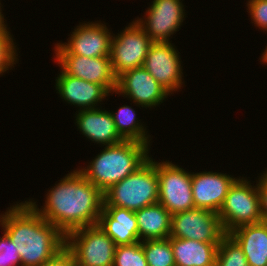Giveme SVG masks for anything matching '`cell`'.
Wrapping results in <instances>:
<instances>
[{
    "instance_id": "ac0fdd59",
    "label": "cell",
    "mask_w": 267,
    "mask_h": 266,
    "mask_svg": "<svg viewBox=\"0 0 267 266\" xmlns=\"http://www.w3.org/2000/svg\"><path fill=\"white\" fill-rule=\"evenodd\" d=\"M97 225L111 237L116 246L139 241L135 212L115 206H103Z\"/></svg>"
},
{
    "instance_id": "603a6c76",
    "label": "cell",
    "mask_w": 267,
    "mask_h": 266,
    "mask_svg": "<svg viewBox=\"0 0 267 266\" xmlns=\"http://www.w3.org/2000/svg\"><path fill=\"white\" fill-rule=\"evenodd\" d=\"M148 266H175L171 237L142 241Z\"/></svg>"
},
{
    "instance_id": "484cf974",
    "label": "cell",
    "mask_w": 267,
    "mask_h": 266,
    "mask_svg": "<svg viewBox=\"0 0 267 266\" xmlns=\"http://www.w3.org/2000/svg\"><path fill=\"white\" fill-rule=\"evenodd\" d=\"M13 36L9 28L0 33V76L13 70L14 65L19 63L17 52L19 48Z\"/></svg>"
},
{
    "instance_id": "52a82bcc",
    "label": "cell",
    "mask_w": 267,
    "mask_h": 266,
    "mask_svg": "<svg viewBox=\"0 0 267 266\" xmlns=\"http://www.w3.org/2000/svg\"><path fill=\"white\" fill-rule=\"evenodd\" d=\"M156 170L159 179L158 203L171 215L194 209L191 171L169 160L156 161Z\"/></svg>"
},
{
    "instance_id": "4dcf8cb0",
    "label": "cell",
    "mask_w": 267,
    "mask_h": 266,
    "mask_svg": "<svg viewBox=\"0 0 267 266\" xmlns=\"http://www.w3.org/2000/svg\"><path fill=\"white\" fill-rule=\"evenodd\" d=\"M3 5L1 3V0H0V33L1 32H4L9 25H7V20L6 18L4 17V13H3Z\"/></svg>"
},
{
    "instance_id": "f546056e",
    "label": "cell",
    "mask_w": 267,
    "mask_h": 266,
    "mask_svg": "<svg viewBox=\"0 0 267 266\" xmlns=\"http://www.w3.org/2000/svg\"><path fill=\"white\" fill-rule=\"evenodd\" d=\"M257 179V188L260 195L261 218L267 222V168Z\"/></svg>"
},
{
    "instance_id": "d4e9b609",
    "label": "cell",
    "mask_w": 267,
    "mask_h": 266,
    "mask_svg": "<svg viewBox=\"0 0 267 266\" xmlns=\"http://www.w3.org/2000/svg\"><path fill=\"white\" fill-rule=\"evenodd\" d=\"M113 266H148L142 241L116 246Z\"/></svg>"
},
{
    "instance_id": "d6986e66",
    "label": "cell",
    "mask_w": 267,
    "mask_h": 266,
    "mask_svg": "<svg viewBox=\"0 0 267 266\" xmlns=\"http://www.w3.org/2000/svg\"><path fill=\"white\" fill-rule=\"evenodd\" d=\"M228 234L242 248L249 266H267V222L242 225Z\"/></svg>"
},
{
    "instance_id": "ffe728a7",
    "label": "cell",
    "mask_w": 267,
    "mask_h": 266,
    "mask_svg": "<svg viewBox=\"0 0 267 266\" xmlns=\"http://www.w3.org/2000/svg\"><path fill=\"white\" fill-rule=\"evenodd\" d=\"M219 244L171 237L175 266H215Z\"/></svg>"
},
{
    "instance_id": "ba28073f",
    "label": "cell",
    "mask_w": 267,
    "mask_h": 266,
    "mask_svg": "<svg viewBox=\"0 0 267 266\" xmlns=\"http://www.w3.org/2000/svg\"><path fill=\"white\" fill-rule=\"evenodd\" d=\"M152 43L150 37L135 20L116 35L113 33L110 61L115 76L118 77L128 70L142 67Z\"/></svg>"
},
{
    "instance_id": "cb8c5ba5",
    "label": "cell",
    "mask_w": 267,
    "mask_h": 266,
    "mask_svg": "<svg viewBox=\"0 0 267 266\" xmlns=\"http://www.w3.org/2000/svg\"><path fill=\"white\" fill-rule=\"evenodd\" d=\"M215 266H249L242 248L229 234L218 245Z\"/></svg>"
},
{
    "instance_id": "7a4b0ae2",
    "label": "cell",
    "mask_w": 267,
    "mask_h": 266,
    "mask_svg": "<svg viewBox=\"0 0 267 266\" xmlns=\"http://www.w3.org/2000/svg\"><path fill=\"white\" fill-rule=\"evenodd\" d=\"M5 234L13 241L21 266H41L65 246V235L26 200L3 211Z\"/></svg>"
},
{
    "instance_id": "8992f818",
    "label": "cell",
    "mask_w": 267,
    "mask_h": 266,
    "mask_svg": "<svg viewBox=\"0 0 267 266\" xmlns=\"http://www.w3.org/2000/svg\"><path fill=\"white\" fill-rule=\"evenodd\" d=\"M65 246L76 266H113L115 242L98 225L70 232L65 236Z\"/></svg>"
},
{
    "instance_id": "5b68a950",
    "label": "cell",
    "mask_w": 267,
    "mask_h": 266,
    "mask_svg": "<svg viewBox=\"0 0 267 266\" xmlns=\"http://www.w3.org/2000/svg\"><path fill=\"white\" fill-rule=\"evenodd\" d=\"M251 181L244 176L238 177L217 213L226 234L239 226L263 221L257 180L252 181L253 185Z\"/></svg>"
},
{
    "instance_id": "30bf717a",
    "label": "cell",
    "mask_w": 267,
    "mask_h": 266,
    "mask_svg": "<svg viewBox=\"0 0 267 266\" xmlns=\"http://www.w3.org/2000/svg\"><path fill=\"white\" fill-rule=\"evenodd\" d=\"M106 24L101 20L79 22V25H76L68 35L67 42L54 44V53L86 57L110 56L113 32Z\"/></svg>"
},
{
    "instance_id": "4fadbf2b",
    "label": "cell",
    "mask_w": 267,
    "mask_h": 266,
    "mask_svg": "<svg viewBox=\"0 0 267 266\" xmlns=\"http://www.w3.org/2000/svg\"><path fill=\"white\" fill-rule=\"evenodd\" d=\"M115 95L130 100L141 109L160 106L171 94L142 66L128 70L117 77Z\"/></svg>"
},
{
    "instance_id": "277c9868",
    "label": "cell",
    "mask_w": 267,
    "mask_h": 266,
    "mask_svg": "<svg viewBox=\"0 0 267 266\" xmlns=\"http://www.w3.org/2000/svg\"><path fill=\"white\" fill-rule=\"evenodd\" d=\"M103 206H115L136 212L158 203L159 179L156 160L150 158L136 171L103 193Z\"/></svg>"
},
{
    "instance_id": "e0dca14e",
    "label": "cell",
    "mask_w": 267,
    "mask_h": 266,
    "mask_svg": "<svg viewBox=\"0 0 267 266\" xmlns=\"http://www.w3.org/2000/svg\"><path fill=\"white\" fill-rule=\"evenodd\" d=\"M75 126L85 139L100 147L115 145L124 139L115 128L112 114L101 107L76 111Z\"/></svg>"
},
{
    "instance_id": "1f68e13d",
    "label": "cell",
    "mask_w": 267,
    "mask_h": 266,
    "mask_svg": "<svg viewBox=\"0 0 267 266\" xmlns=\"http://www.w3.org/2000/svg\"><path fill=\"white\" fill-rule=\"evenodd\" d=\"M264 52H262L261 54V57L259 58L260 59V62H262L263 65H266L267 64V46L265 47V49H263Z\"/></svg>"
},
{
    "instance_id": "44dd1931",
    "label": "cell",
    "mask_w": 267,
    "mask_h": 266,
    "mask_svg": "<svg viewBox=\"0 0 267 266\" xmlns=\"http://www.w3.org/2000/svg\"><path fill=\"white\" fill-rule=\"evenodd\" d=\"M139 241L167 239L171 232V213L160 203L135 212Z\"/></svg>"
},
{
    "instance_id": "5bb4252c",
    "label": "cell",
    "mask_w": 267,
    "mask_h": 266,
    "mask_svg": "<svg viewBox=\"0 0 267 266\" xmlns=\"http://www.w3.org/2000/svg\"><path fill=\"white\" fill-rule=\"evenodd\" d=\"M56 62L66 74L91 83L102 85L110 94L115 92V76L110 56L86 57L73 54H55Z\"/></svg>"
},
{
    "instance_id": "2e32d148",
    "label": "cell",
    "mask_w": 267,
    "mask_h": 266,
    "mask_svg": "<svg viewBox=\"0 0 267 266\" xmlns=\"http://www.w3.org/2000/svg\"><path fill=\"white\" fill-rule=\"evenodd\" d=\"M55 79L56 93L77 111L101 107V102L115 93L110 94L102 85L68 75L61 68Z\"/></svg>"
},
{
    "instance_id": "6da1fadb",
    "label": "cell",
    "mask_w": 267,
    "mask_h": 266,
    "mask_svg": "<svg viewBox=\"0 0 267 266\" xmlns=\"http://www.w3.org/2000/svg\"><path fill=\"white\" fill-rule=\"evenodd\" d=\"M58 181L46 192L41 208L38 201H26L65 236L76 229L97 225L103 209V192L77 168Z\"/></svg>"
},
{
    "instance_id": "8fae6325",
    "label": "cell",
    "mask_w": 267,
    "mask_h": 266,
    "mask_svg": "<svg viewBox=\"0 0 267 266\" xmlns=\"http://www.w3.org/2000/svg\"><path fill=\"white\" fill-rule=\"evenodd\" d=\"M225 235L219 215L214 211L194 208L171 215L169 237L220 243Z\"/></svg>"
},
{
    "instance_id": "9a60e30c",
    "label": "cell",
    "mask_w": 267,
    "mask_h": 266,
    "mask_svg": "<svg viewBox=\"0 0 267 266\" xmlns=\"http://www.w3.org/2000/svg\"><path fill=\"white\" fill-rule=\"evenodd\" d=\"M230 174L216 171L191 172L192 196L195 208L218 213L230 187L237 180Z\"/></svg>"
},
{
    "instance_id": "7402d4cb",
    "label": "cell",
    "mask_w": 267,
    "mask_h": 266,
    "mask_svg": "<svg viewBox=\"0 0 267 266\" xmlns=\"http://www.w3.org/2000/svg\"><path fill=\"white\" fill-rule=\"evenodd\" d=\"M110 113L117 132L124 140H135L152 145V137L147 130L148 126L136 117L137 113L132 106L124 104L116 112L110 111Z\"/></svg>"
},
{
    "instance_id": "4316f807",
    "label": "cell",
    "mask_w": 267,
    "mask_h": 266,
    "mask_svg": "<svg viewBox=\"0 0 267 266\" xmlns=\"http://www.w3.org/2000/svg\"><path fill=\"white\" fill-rule=\"evenodd\" d=\"M0 227L3 232L0 240V266H21L20 254L13 241L5 234L2 213H0Z\"/></svg>"
},
{
    "instance_id": "83f0119b",
    "label": "cell",
    "mask_w": 267,
    "mask_h": 266,
    "mask_svg": "<svg viewBox=\"0 0 267 266\" xmlns=\"http://www.w3.org/2000/svg\"><path fill=\"white\" fill-rule=\"evenodd\" d=\"M245 4L252 25L267 33V0H247Z\"/></svg>"
},
{
    "instance_id": "f1b7e54d",
    "label": "cell",
    "mask_w": 267,
    "mask_h": 266,
    "mask_svg": "<svg viewBox=\"0 0 267 266\" xmlns=\"http://www.w3.org/2000/svg\"><path fill=\"white\" fill-rule=\"evenodd\" d=\"M41 266H76L73 254L64 246L51 259L47 260Z\"/></svg>"
},
{
    "instance_id": "7c38bea8",
    "label": "cell",
    "mask_w": 267,
    "mask_h": 266,
    "mask_svg": "<svg viewBox=\"0 0 267 266\" xmlns=\"http://www.w3.org/2000/svg\"><path fill=\"white\" fill-rule=\"evenodd\" d=\"M180 52L171 42H153L150 45L143 67L171 95L181 91L184 73Z\"/></svg>"
},
{
    "instance_id": "3957f363",
    "label": "cell",
    "mask_w": 267,
    "mask_h": 266,
    "mask_svg": "<svg viewBox=\"0 0 267 266\" xmlns=\"http://www.w3.org/2000/svg\"><path fill=\"white\" fill-rule=\"evenodd\" d=\"M102 148L87 166L77 169L103 193L136 171L151 156V146L135 140H123Z\"/></svg>"
},
{
    "instance_id": "9c48e42d",
    "label": "cell",
    "mask_w": 267,
    "mask_h": 266,
    "mask_svg": "<svg viewBox=\"0 0 267 266\" xmlns=\"http://www.w3.org/2000/svg\"><path fill=\"white\" fill-rule=\"evenodd\" d=\"M184 0H153L144 16L135 18L152 42H171L185 20L187 14Z\"/></svg>"
}]
</instances>
